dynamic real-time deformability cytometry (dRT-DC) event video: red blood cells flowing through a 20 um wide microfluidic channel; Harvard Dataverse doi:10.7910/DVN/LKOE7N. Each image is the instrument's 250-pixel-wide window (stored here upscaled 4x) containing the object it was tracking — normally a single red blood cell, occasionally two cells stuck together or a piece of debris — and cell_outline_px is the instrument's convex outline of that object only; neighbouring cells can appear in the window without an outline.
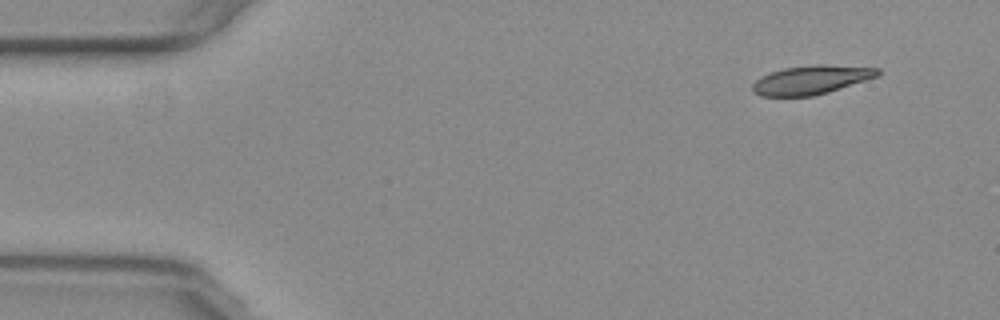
{"species": "common noctule bat (a hibernating species)", "species_latin": "Nyctalus noctula", "temperature_condition": "warm", "stored_images_in_passage": 52, "segment_of_instrument_passage": [1, 2], "camera_frame_rate_fps": 3000, "um_per_image_px": 0.085, "animal": {"sex": "female", "body_mass_g": 29.2, "forearm_length_mm": 56.3}, "frame": {"image": 1, "passage_image": 1, "time_ms": 0.0, "image_size_px": [1000, 320], "cell_outline_px": [[880, 76], [828, 92], [812, 96], [760, 96], [752, 92], [752, 84], [760, 76], [784, 68], [812, 64], [820, 64], [880, 68]], "centroid_in_image_um": [68.95, 6.78], "position_along_channel_um": 16.0, "area_um2": 21.15}}
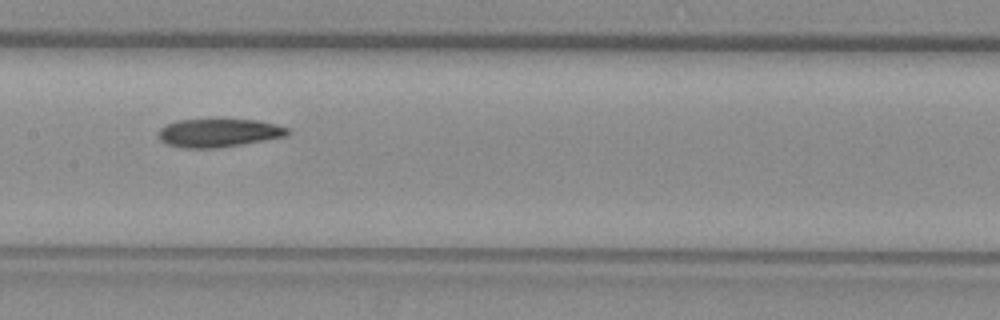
{"frame": {"image": 2, "passage_image": 23, "time_ms": 7.333, "image_size_px": [1000, 320], "cell_outline_px": [[292, 132], [288, 136], [216, 148], [184, 148], [168, 144], [160, 140], [160, 128], [164, 124], [176, 120], [256, 120], [276, 124], [288, 128]], "centroid_in_image_um": [18.61, 11.29], "position_along_channel_um": 188.8, "area_um2": 21.15}}
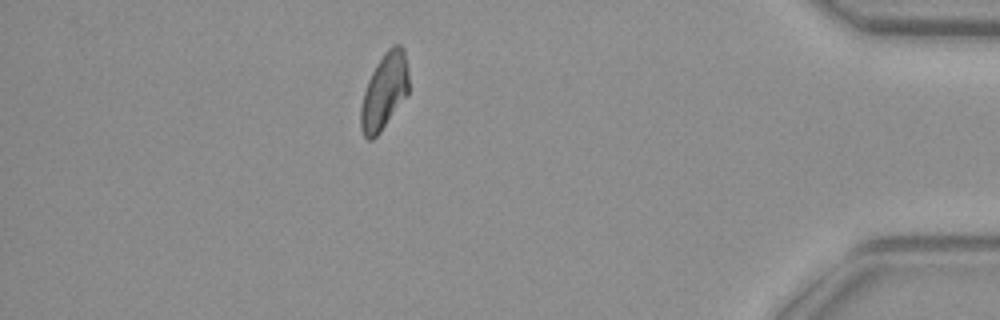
{"frame": {"image": 3, "passage_image": 44, "time_ms": 14.333, "image_size_px": [1000, 320], "cell_outline_px": [[408, 92], [380, 132], [372, 140], [368, 140], [364, 136], [360, 128], [360, 108], [364, 92], [368, 80], [376, 64], [384, 52], [392, 44], [400, 44], [404, 48], [408, 68]], "centroid_in_image_um": [32.65, 7.73], "position_along_channel_um": 402.5, "area_um2": 21.15}}